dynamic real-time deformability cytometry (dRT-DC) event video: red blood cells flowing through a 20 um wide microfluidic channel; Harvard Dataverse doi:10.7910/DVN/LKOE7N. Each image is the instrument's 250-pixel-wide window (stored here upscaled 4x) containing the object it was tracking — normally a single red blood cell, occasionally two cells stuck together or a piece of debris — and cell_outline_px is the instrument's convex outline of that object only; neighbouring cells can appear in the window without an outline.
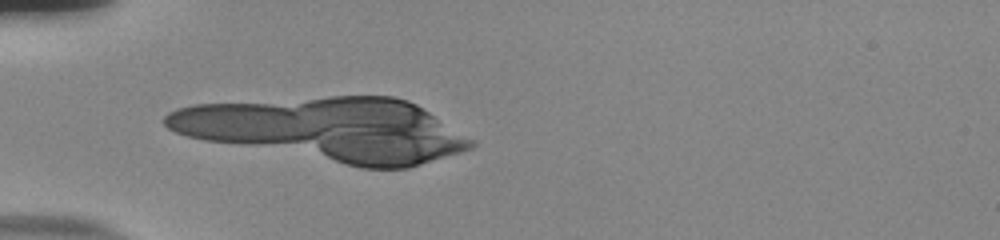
{"species": "human", "species_latin": "Homo sapiens", "temperature_condition": "room temperature", "stored_images_in_passage": 43, "camera_frame_rate_fps": 3000, "um_per_image_px": 0.085, "donor": {"sex": "male"}, "frame": {"image": 1, "passage_image": 18, "time_ms": 5.667, "image_size_px": [1000, 240], "cell_outline_px": [[332, 124], [320, 140], [220, 140], [200, 136], [184, 132], [168, 124], [168, 116], [176, 112], [188, 108], [220, 104], [248, 104], [280, 108]], "centroid_in_image_um": [21.05, 10.47], "position_along_channel_um": 64.0, "area_um2": 33.06}}